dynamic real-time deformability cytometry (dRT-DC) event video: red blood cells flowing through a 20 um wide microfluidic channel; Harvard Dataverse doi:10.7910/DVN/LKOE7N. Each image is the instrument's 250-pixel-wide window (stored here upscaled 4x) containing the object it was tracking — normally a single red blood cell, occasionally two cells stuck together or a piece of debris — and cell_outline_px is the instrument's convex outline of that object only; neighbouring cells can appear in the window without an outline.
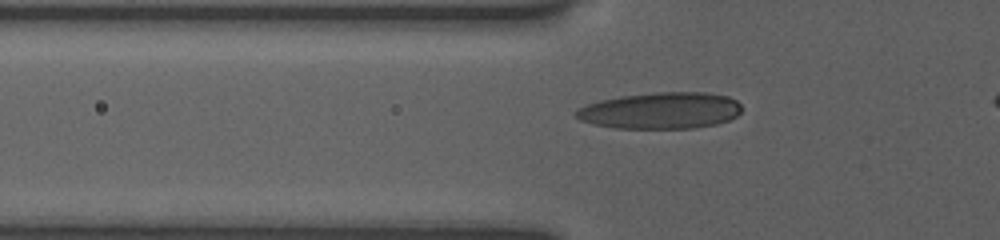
{"species": "human", "species_latin": "Homo sapiens", "temperature_condition": "room temperature", "stored_images_in_passage": 37, "camera_frame_rate_fps": 3000, "um_per_image_px": 0.085, "donor": {"sex": "female"}, "frame": {"image": 1, "passage_image": 9, "time_ms": 3.333, "image_size_px": [1000, 240], "cell_outline_px": [[740, 112], [736, 116], [728, 120], [716, 124], [692, 128], [616, 128], [592, 124], [580, 120], [572, 112], [576, 108], [600, 100], [620, 96], [656, 92], [704, 92], [728, 96], [736, 100], [740, 104]], "centroid_in_image_um": [56.12, 9.39], "position_along_channel_um": 69.7, "area_um2": 35.32}}
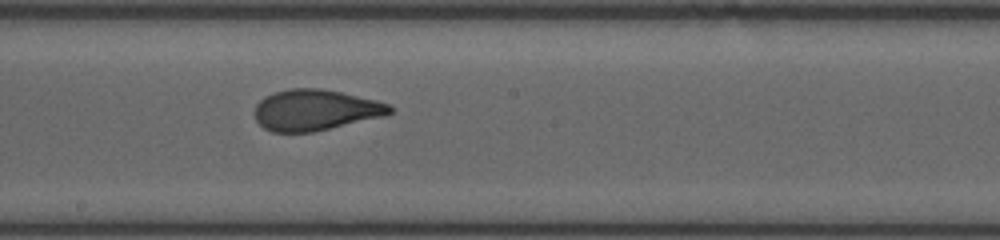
{"frame": {"image": 2, "passage_image": 17, "time_ms": 7.333, "image_size_px": [1000, 240], "cell_outline_px": [[396, 108], [388, 116], [312, 132], [272, 132], [264, 128], [256, 120], [252, 112], [256, 104], [260, 100], [276, 92], [288, 88], [320, 88], [340, 92], [376, 100], [388, 104]], "centroid_in_image_um": [26.83, 9.36], "position_along_channel_um": 221.4, "area_um2": 32.48}}
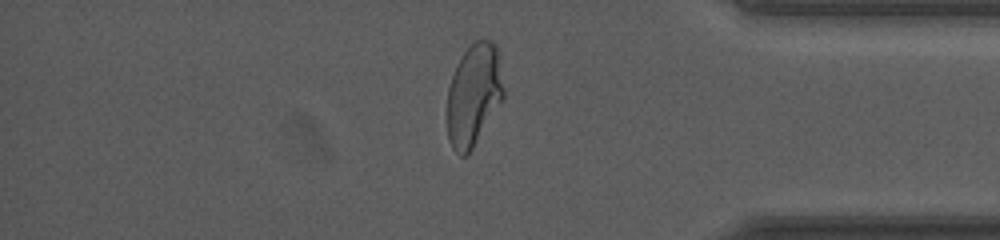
{"frame": {"image": 3, "passage_image": 32, "time_ms": 12.333, "image_size_px": [1000, 240], "cell_outline_px": [[504, 100], [468, 156], [460, 156], [452, 148], [448, 136], [448, 88], [456, 64], [464, 52], [476, 40], [488, 40], [496, 44], [504, 88]], "centroid_in_image_um": [40.29, 8.1], "position_along_channel_um": 394.9, "area_um2": 33.76}}